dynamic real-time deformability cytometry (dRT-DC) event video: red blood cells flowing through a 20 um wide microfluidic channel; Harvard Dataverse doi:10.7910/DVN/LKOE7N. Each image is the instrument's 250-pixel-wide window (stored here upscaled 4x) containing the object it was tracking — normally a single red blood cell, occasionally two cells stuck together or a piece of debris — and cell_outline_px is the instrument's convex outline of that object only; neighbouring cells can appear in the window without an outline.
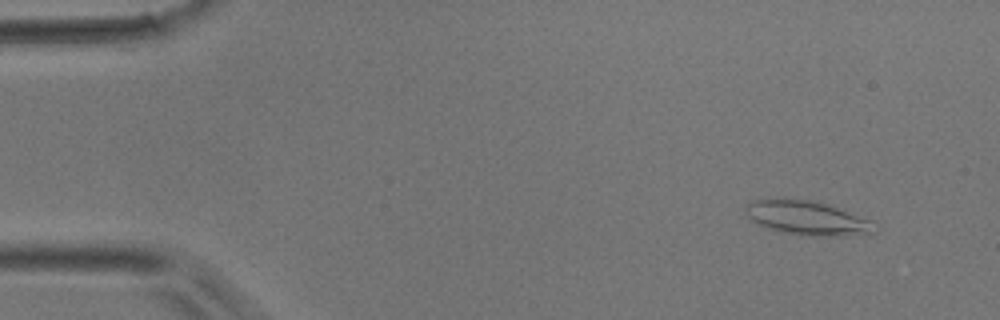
{"species": "common noctule bat (a hibernating species)", "species_latin": "Nyctalus noctula", "temperature_condition": "room temperature", "stored_images_in_passage": 49, "camera_frame_rate_fps": 3000, "um_per_image_px": 0.085, "animal": {"sex": "male", "body_mass_g": 17.9}, "frame": {"image": 1, "passage_image": 4, "time_ms": 1.0, "image_size_px": [1000, 320], "cell_outline_px": [[872, 236], [808, 236], [784, 232], [768, 228], [752, 220], [744, 212], [744, 204], [752, 200], [776, 196], [784, 196], [808, 200], [824, 204], [836, 208], [868, 220], [872, 232]], "centroid_in_image_um": [68.47, 18.5], "position_along_channel_um": 16.5, "area_um2": 25.78}}
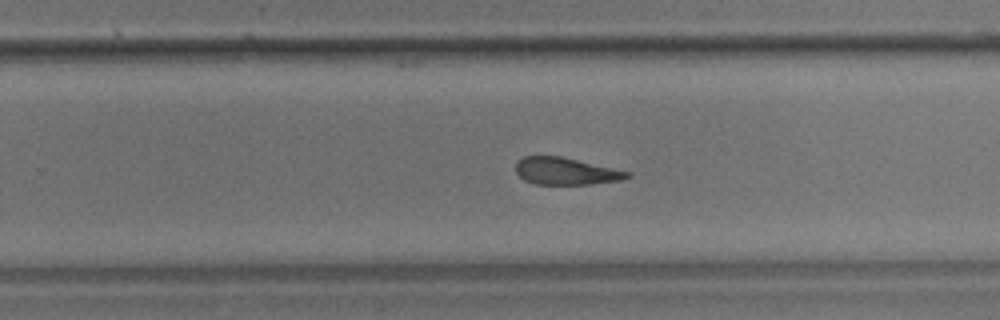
{"frame": {"image": 2, "passage_image": 31, "time_ms": 10.0, "image_size_px": [1000, 320], "cell_outline_px": [[632, 176], [620, 180], [588, 184], [536, 184], [524, 180], [516, 172], [516, 160], [524, 156], [560, 156], [632, 172]], "centroid_in_image_um": [48.09, 14.54], "position_along_channel_um": 281.7, "area_um2": 17.57}}
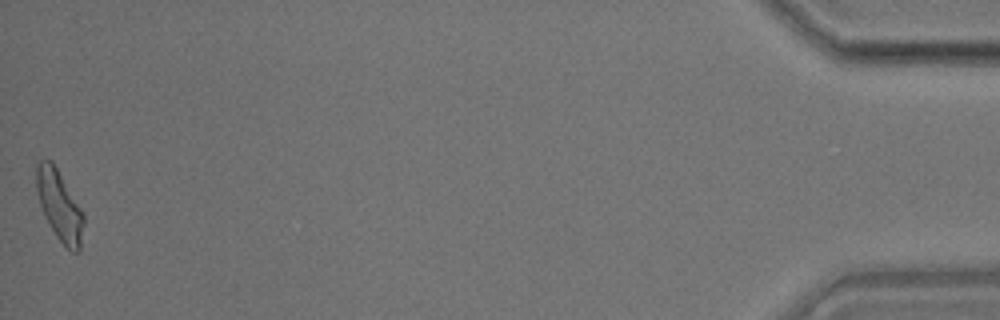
{"frame": {"image": 3, "passage_image": 49, "time_ms": 16.0, "image_size_px": [1000, 320], "cell_outline_px": [[84, 224], [80, 252], [72, 252], [56, 236], [48, 224], [44, 216], [40, 204], [36, 188], [36, 164], [40, 160], [52, 160], [84, 212]], "centroid_in_image_um": [5.07, 17.47], "position_along_channel_um": 430.1, "area_um2": 19.48}}